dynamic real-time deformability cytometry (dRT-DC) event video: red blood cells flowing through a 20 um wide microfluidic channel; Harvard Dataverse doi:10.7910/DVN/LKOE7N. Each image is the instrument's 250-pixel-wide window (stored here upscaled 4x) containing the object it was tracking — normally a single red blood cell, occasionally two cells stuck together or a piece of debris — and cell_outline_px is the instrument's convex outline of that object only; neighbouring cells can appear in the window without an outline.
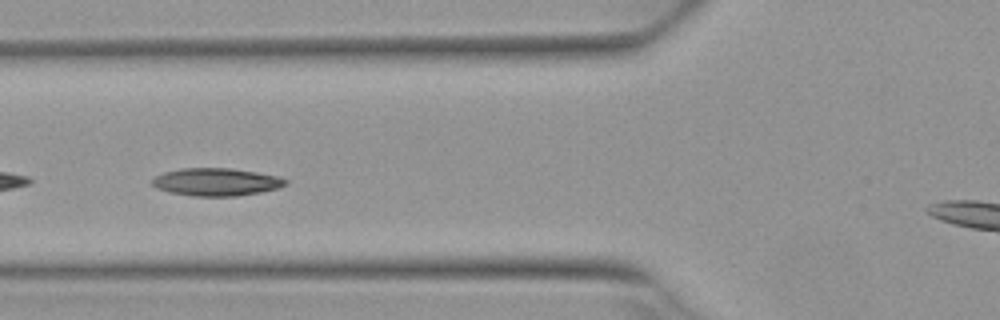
{"species": "Egyptian fruit bat (a non-hibernating species)", "species_latin": "Rousettus aegyptiacus", "temperature_condition": "warm", "stored_images_in_passage": 6, "camera_frame_rate_fps": 3000, "um_per_image_px": 0.085, "animal": {"sex": "female"}, "frame": {"image": 1, "passage_image": 4, "time_ms": 1.0, "image_size_px": [1000, 320], "cell_outline_px": [[288, 184], [276, 188], [260, 192], [236, 196], [192, 196], [168, 192], [156, 188], [152, 184], [152, 180], [156, 176], [164, 172], [180, 168], [232, 168], [256, 172], [276, 176], [288, 180]], "centroid_in_image_um": [18.36, 15.46], "position_along_channel_um": 107.4, "area_um2": 21.5}}
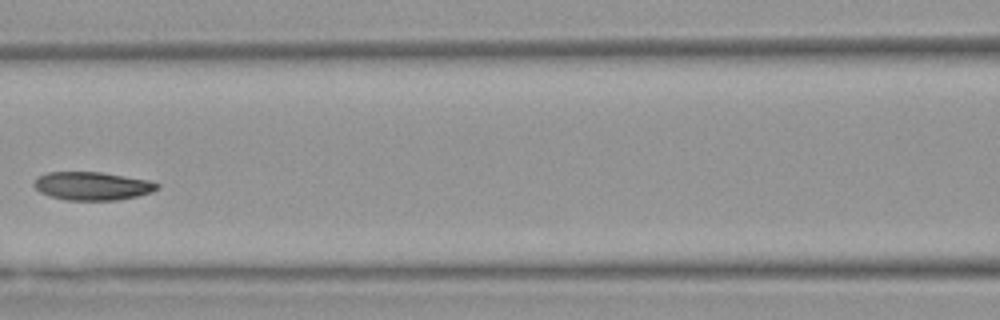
{"frame": {"image": 2, "passage_image": 5, "time_ms": 1.333, "image_size_px": [1000, 320], "cell_outline_px": [[160, 188], [152, 192], [136, 196], [116, 200], [64, 200], [40, 192], [32, 184], [36, 176], [48, 172], [100, 172], [152, 180], [160, 184]], "centroid_in_image_um": [7.86, 15.8], "position_along_channel_um": 158.7, "area_um2": 20.46}}
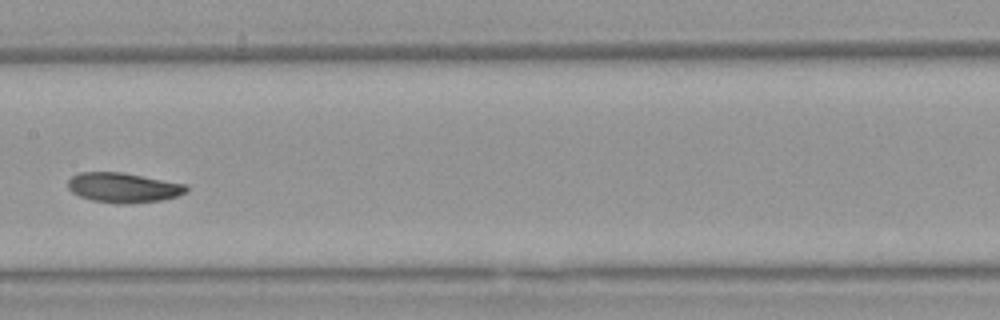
{"frame": {"image": 3, "passage_image": 6, "time_ms": 1.667, "image_size_px": [1000, 320], "cell_outline_px": [[188, 188], [184, 192], [176, 196], [160, 200], [128, 204], [116, 204], [92, 200], [80, 196], [72, 192], [68, 188], [68, 180], [72, 176], [80, 172], [120, 172], [188, 184]], "centroid_in_image_um": [10.47, 15.95], "position_along_channel_um": 196.9, "area_um2": 20.52}}